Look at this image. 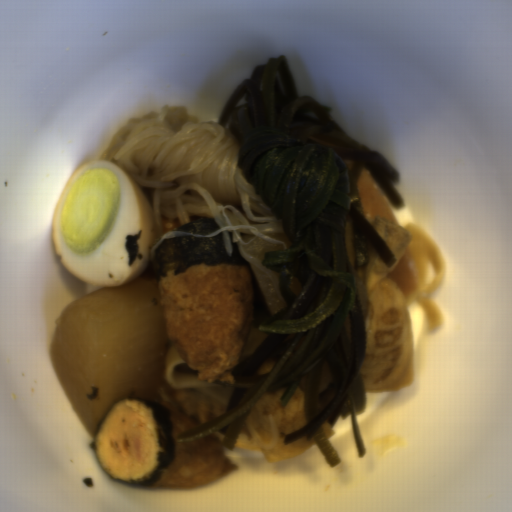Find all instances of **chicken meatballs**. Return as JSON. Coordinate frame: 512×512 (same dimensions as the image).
<instances>
[{
	"instance_id": "fd5e1221",
	"label": "chicken meatballs",
	"mask_w": 512,
	"mask_h": 512,
	"mask_svg": "<svg viewBox=\"0 0 512 512\" xmlns=\"http://www.w3.org/2000/svg\"><path fill=\"white\" fill-rule=\"evenodd\" d=\"M170 342L198 379L235 383L254 322V294L246 265L196 264L168 270L157 283Z\"/></svg>"
},
{
	"instance_id": "f4306124",
	"label": "chicken meatballs",
	"mask_w": 512,
	"mask_h": 512,
	"mask_svg": "<svg viewBox=\"0 0 512 512\" xmlns=\"http://www.w3.org/2000/svg\"><path fill=\"white\" fill-rule=\"evenodd\" d=\"M159 425L152 408L137 397H124L107 411L94 437L95 455L113 479L133 481L152 476L159 465Z\"/></svg>"
}]
</instances>
